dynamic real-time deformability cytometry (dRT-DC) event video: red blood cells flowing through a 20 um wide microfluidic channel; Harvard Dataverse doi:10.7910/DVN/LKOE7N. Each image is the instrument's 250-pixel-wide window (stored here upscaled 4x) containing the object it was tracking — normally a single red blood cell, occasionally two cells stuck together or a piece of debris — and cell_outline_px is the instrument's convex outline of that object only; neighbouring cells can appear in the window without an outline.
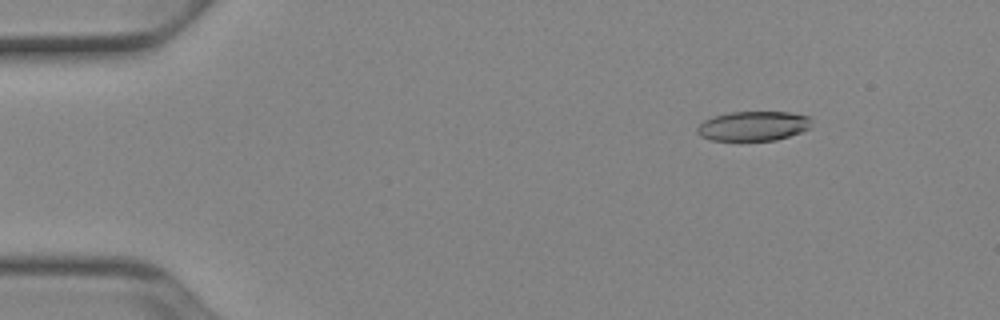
{"species": "Egyptian fruit bat (a non-hibernating species)", "species_latin": "Rousettus aegyptiacus", "temperature_condition": "cold", "stored_images_in_passage": 52, "camera_frame_rate_fps": 3000, "um_per_image_px": 0.085, "animal": {"sex": "female"}, "frame": {"image": 1, "passage_image": 7, "time_ms": 2.0, "image_size_px": [1000, 320], "cell_outline_px": [[812, 128], [776, 140], [712, 140], [700, 136], [696, 132], [696, 128], [704, 120], [712, 116], [732, 112], [792, 112], [812, 116]], "centroid_in_image_um": [64.07, 10.7], "position_along_channel_um": 20.9, "area_um2": 19.94}}
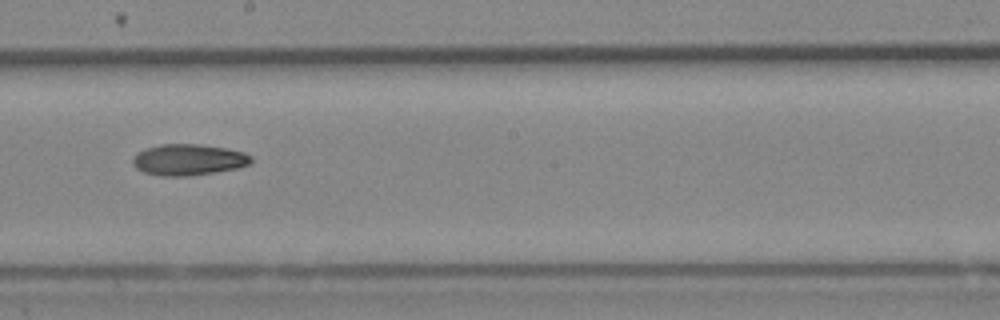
{"frame": {"image": 2, "passage_image": 30, "time_ms": 9.667, "image_size_px": [1000, 320], "cell_outline_px": [[252, 160], [248, 164], [236, 168], [192, 176], [160, 176], [144, 172], [136, 168], [132, 164], [132, 156], [136, 152], [144, 148], [160, 144], [200, 144], [224, 148], [244, 152], [252, 156]], "centroid_in_image_um": [15.96, 13.57], "position_along_channel_um": 232.2, "area_um2": 21.68}}
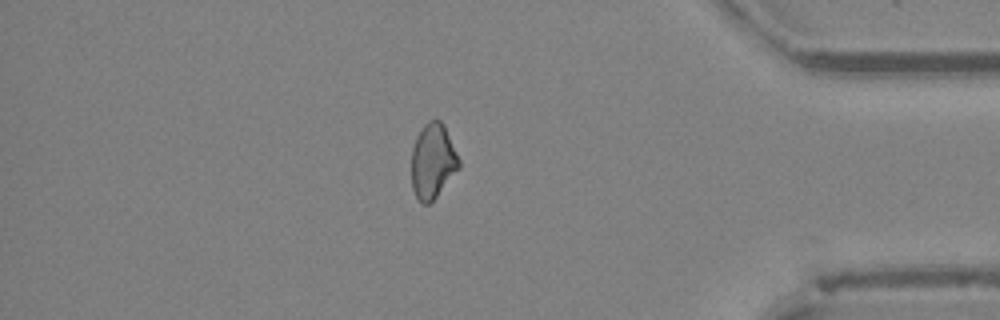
{"frame": {"image": 3, "passage_image": 45, "time_ms": 14.667, "image_size_px": [1000, 320], "cell_outline_px": [[460, 168], [436, 196], [428, 204], [424, 204], [416, 196], [412, 188], [412, 148], [416, 136], [424, 124], [428, 120], [440, 120], [444, 124], [460, 160]], "centroid_in_image_um": [36.79, 13.67], "position_along_channel_um": 398.4, "area_um2": 20.63}, "authors_computed_cell_mechanics": {"area_um2": 21.2415, "velocity_mm_per_s": 3.9399, "shape_relaxation_time_tau1_ms": 9.4738, "shape_relaxation_time_tau2_ms": null, "deformation_change_tau1": 0.1797, "deformation_change_tau2": null}}